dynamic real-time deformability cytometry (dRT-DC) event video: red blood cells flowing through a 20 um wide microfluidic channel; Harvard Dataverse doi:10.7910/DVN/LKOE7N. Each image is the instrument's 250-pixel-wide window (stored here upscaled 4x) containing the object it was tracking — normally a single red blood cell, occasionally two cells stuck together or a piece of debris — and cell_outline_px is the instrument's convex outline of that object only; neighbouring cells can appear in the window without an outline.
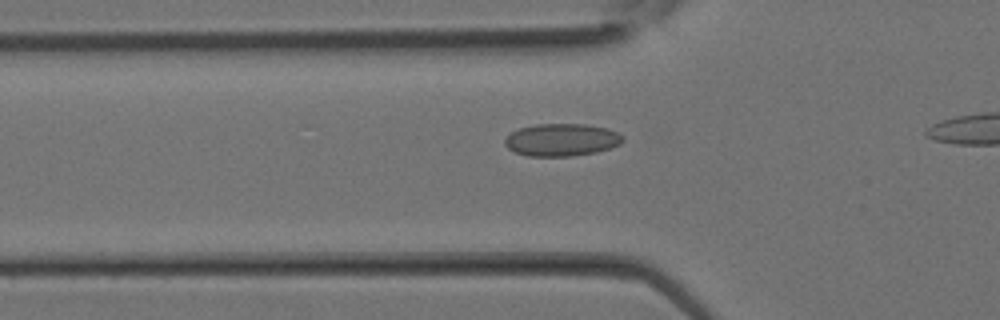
{"species": "Egyptian fruit bat (a non-hibernating species)", "species_latin": "Rousettus aegyptiacus", "temperature_condition": "room temperature", "stored_images_in_passage": 9, "camera_frame_rate_fps": 3000, "um_per_image_px": 0.085, "animal": {"sex": "female"}, "frame": {"image": 1, "passage_image": 7, "time_ms": 2.0, "image_size_px": [1000, 320], "cell_outline_px": [[624, 140], [620, 144], [596, 152], [572, 156], [528, 156], [516, 152], [508, 148], [504, 144], [504, 140], [512, 132], [520, 128], [536, 124], [584, 124], [608, 128], [624, 136]], "centroid_in_image_um": [47.75, 11.88], "position_along_channel_um": 78.1, "area_um2": 22.25}}